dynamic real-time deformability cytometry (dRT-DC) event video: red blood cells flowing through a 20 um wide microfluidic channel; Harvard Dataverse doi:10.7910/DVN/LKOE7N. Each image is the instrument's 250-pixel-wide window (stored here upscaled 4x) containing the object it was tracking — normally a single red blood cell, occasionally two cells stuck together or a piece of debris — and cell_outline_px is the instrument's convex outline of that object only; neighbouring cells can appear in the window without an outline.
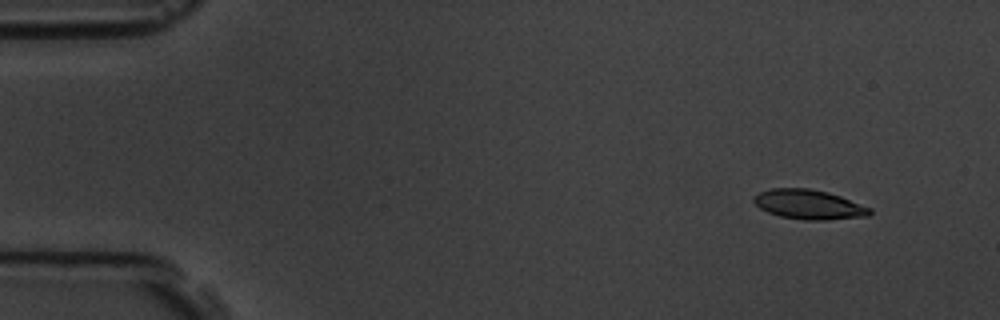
{"species": "common noctule bat (a hibernating species)", "species_latin": "Nyctalus noctula", "temperature_condition": "room temperature", "stored_images_in_passage": 4, "camera_frame_rate_fps": 3000, "um_per_image_px": 0.085, "animal": {"sex": "male", "body_mass_g": 19.5, "forearm_length_mm": 54.6}, "frame": {"image": 1, "passage_image": 1, "time_ms": 0.0, "image_size_px": [1000, 320], "cell_outline_px": [[872, 212], [868, 216], [828, 220], [804, 220], [780, 216], [768, 212], [760, 208], [752, 200], [752, 196], [760, 192], [772, 188], [808, 188], [828, 192], [840, 196], [872, 208]], "centroid_in_image_um": [68.75, 17.38], "position_along_channel_um": 16.2, "area_um2": 20.06}}
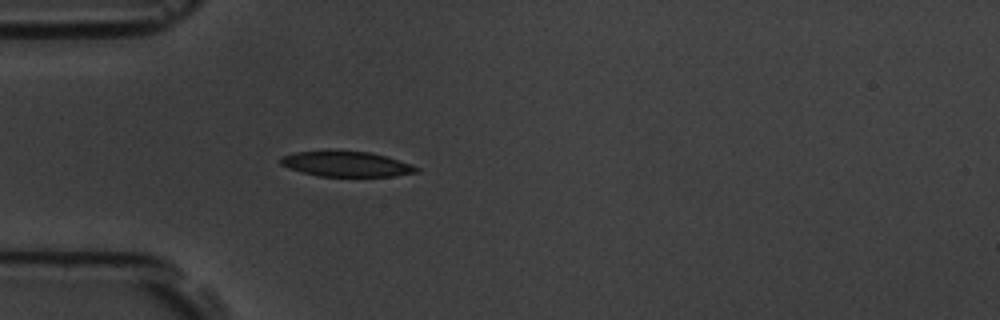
{"frame": {"image": 2, "passage_image": 4, "time_ms": 3.667, "image_size_px": [1000, 320], "cell_outline_px": [[420, 172], [396, 176], [320, 176], [288, 168], [280, 164], [280, 156], [296, 152], [372, 152], [388, 156], [412, 164], [420, 168]], "centroid_in_image_um": [29.52, 13.95], "position_along_channel_um": 55.5, "area_um2": 19.77}}